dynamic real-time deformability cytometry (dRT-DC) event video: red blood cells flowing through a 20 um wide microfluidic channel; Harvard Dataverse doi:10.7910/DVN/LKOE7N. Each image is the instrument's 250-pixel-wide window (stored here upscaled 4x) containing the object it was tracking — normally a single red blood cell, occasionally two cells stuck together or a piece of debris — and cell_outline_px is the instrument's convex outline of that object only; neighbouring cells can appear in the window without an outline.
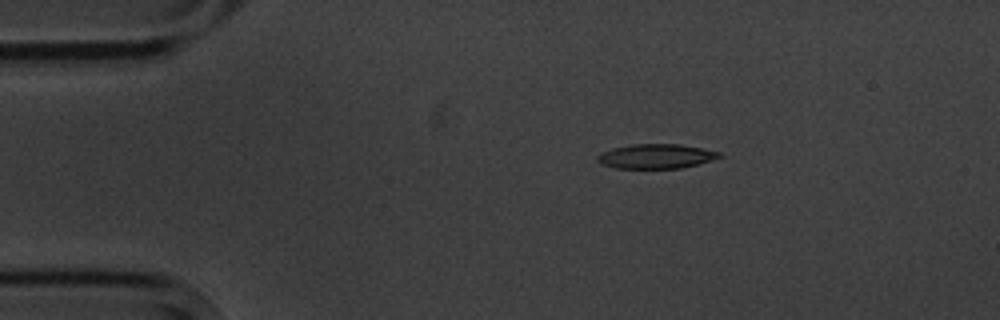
{"species": "common noctule bat (a hibernating species)", "species_latin": "Nyctalus noctula", "temperature_condition": "cold", "stored_images_in_passage": 9, "camera_frame_rate_fps": 3000, "um_per_image_px": 0.085, "animal": {"sex": "male", "body_mass_g": 20.1, "forearm_length_mm": 53.5}, "frame": {"image": 1, "passage_image": 1, "time_ms": 0.0, "image_size_px": [1000, 320], "cell_outline_px": [[724, 156], [712, 160], [680, 168], [616, 168], [600, 164], [596, 160], [596, 156], [600, 152], [612, 148], [632, 144], [680, 144], [720, 152]], "centroid_in_image_um": [55.72, 13.28], "position_along_channel_um": 29.3, "area_um2": 17.46}}
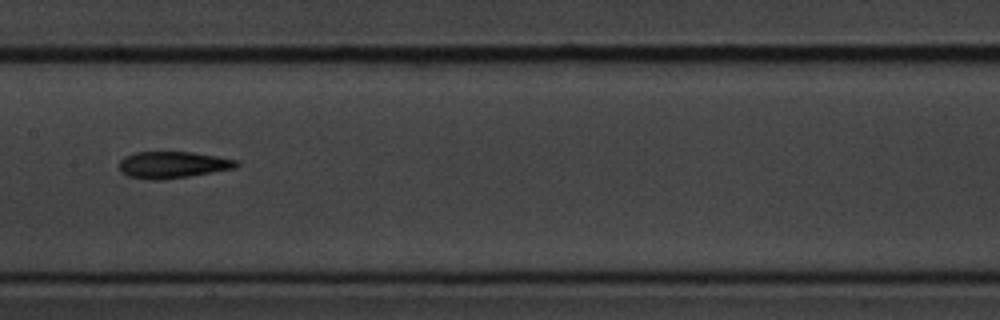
{"frame": {"image": 2, "passage_image": 6, "time_ms": 6.0, "image_size_px": [1000, 320], "cell_outline_px": [[240, 164], [236, 168], [164, 180], [152, 180], [128, 176], [120, 172], [120, 160], [124, 156], [136, 152], [192, 152], [240, 160]], "centroid_in_image_um": [14.69, 14.01], "position_along_channel_um": 192.7, "area_um2": 18.32}}
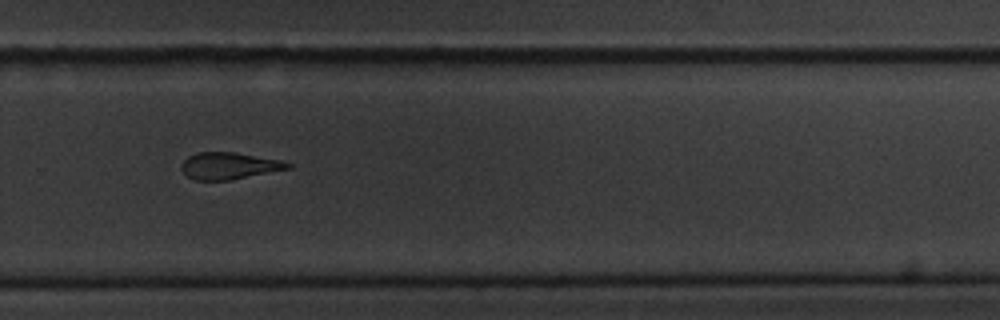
{"frame": {"image": 3, "passage_image": 9, "time_ms": 9.333, "image_size_px": [1000, 320], "cell_outline_px": [[292, 168], [228, 180], [192, 180], [180, 168], [180, 164], [188, 156], [200, 152], [236, 152], [280, 160], [292, 164]], "centroid_in_image_um": [19.45, 14.09], "position_along_channel_um": 310.3, "area_um2": 16.59}}